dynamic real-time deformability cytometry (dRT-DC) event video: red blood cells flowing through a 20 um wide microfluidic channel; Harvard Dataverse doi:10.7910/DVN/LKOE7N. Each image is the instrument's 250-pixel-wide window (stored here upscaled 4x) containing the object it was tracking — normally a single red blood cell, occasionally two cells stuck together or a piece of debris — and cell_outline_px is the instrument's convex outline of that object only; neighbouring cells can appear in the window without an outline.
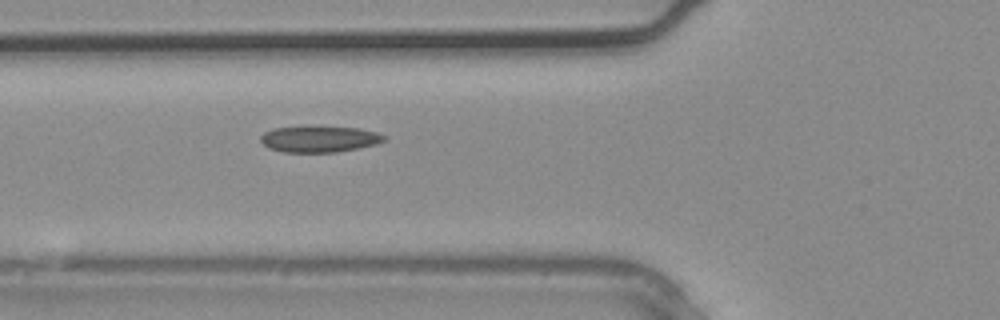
{"species": "common noctule bat (a hibernating species)", "species_latin": "Nyctalus noctula", "temperature_condition": "warm", "stored_images_in_passage": 2, "camera_frame_rate_fps": 3000, "um_per_image_px": 0.085, "animal": {"sex": "male", "body_mass_g": 20.4}, "frame": {"image": 1, "passage_image": 2, "time_ms": 0.333, "image_size_px": [1000, 320], "cell_outline_px": [[388, 136], [384, 140], [376, 144], [336, 152], [284, 152], [268, 148], [260, 140], [260, 136], [264, 132], [272, 128], [360, 128], [376, 132]], "centroid_in_image_um": [27.14, 11.84], "position_along_channel_um": 98.7, "area_um2": 18.32}}